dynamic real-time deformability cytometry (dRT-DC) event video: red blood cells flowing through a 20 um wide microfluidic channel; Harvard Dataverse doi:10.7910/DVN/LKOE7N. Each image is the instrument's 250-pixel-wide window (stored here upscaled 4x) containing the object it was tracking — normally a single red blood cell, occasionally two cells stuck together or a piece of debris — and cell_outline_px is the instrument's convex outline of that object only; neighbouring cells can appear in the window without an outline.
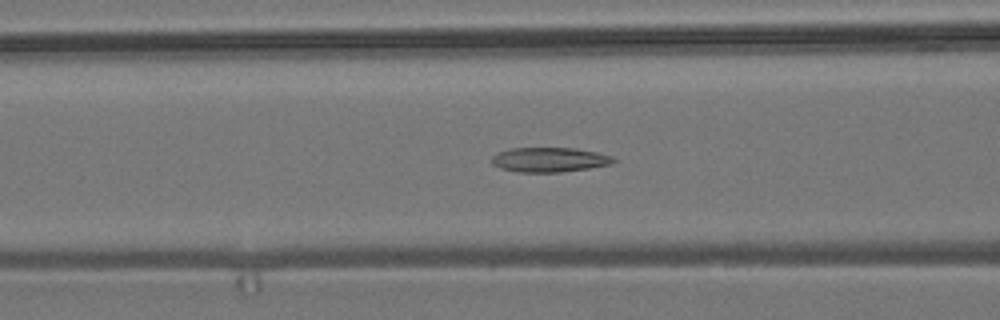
{"species": "common noctule bat (a hibernating species)", "species_latin": "Nyctalus noctula", "temperature_condition": "room temperature", "stored_images_in_passage": 48, "camera_frame_rate_fps": 3000, "um_per_image_px": 0.085, "animal": {"sex": "male", "body_mass_g": 19.2, "forearm_length_mm": 51.8}, "frame": {"image": 1, "passage_image": 14, "time_ms": 4.333, "image_size_px": [1000, 320], "cell_outline_px": [[616, 160], [612, 164], [588, 168], [560, 172], [520, 172], [500, 168], [492, 164], [492, 156], [500, 152], [512, 148], [576, 148], [596, 152], [612, 156]], "centroid_in_image_um": [46.71, 13.57], "position_along_channel_um": 119.9, "area_um2": 17.34}}
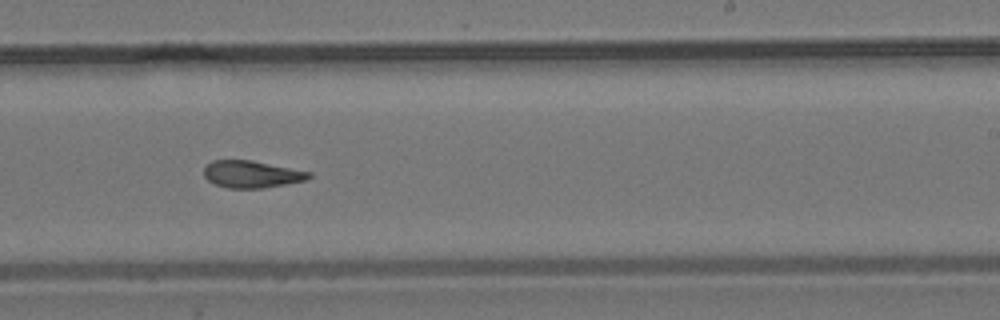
{"frame": {"image": 2, "passage_image": 26, "time_ms": 8.333, "image_size_px": [1000, 320], "cell_outline_px": [[312, 176], [308, 180], [260, 188], [228, 188], [216, 184], [208, 180], [204, 176], [204, 168], [212, 160], [252, 160], [312, 172]], "centroid_in_image_um": [21.41, 14.8], "position_along_channel_um": 267.6, "area_um2": 16.53}}
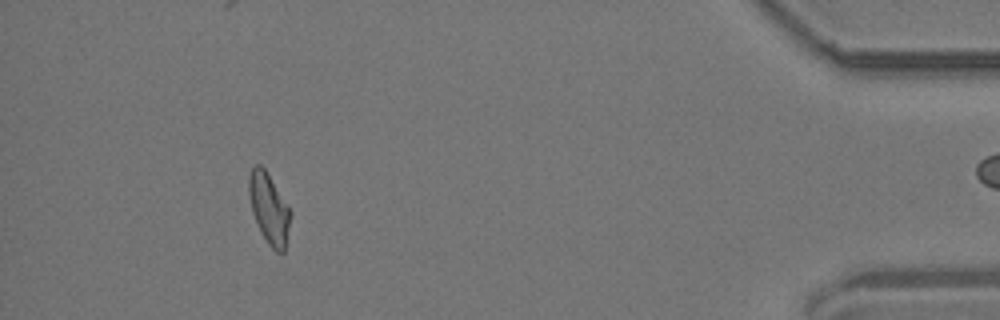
{"frame": {"image": 3, "passage_image": 43, "time_ms": 14.0, "image_size_px": [1000, 320], "cell_outline_px": [[292, 212], [284, 252], [276, 252], [268, 244], [260, 232], [252, 212], [248, 196], [248, 176], [252, 168], [256, 164], [260, 164], [264, 168]], "centroid_in_image_um": [22.85, 17.73], "position_along_channel_um": 412.4, "area_um2": 17.05}, "authors_computed_cell_mechanics": {"area_um2": 17.34, "velocity_mm_per_s": 3.6938, "shape_relaxation_time_tau1_ms": null, "shape_relaxation_time_tau2_ms": 2.9838, "deformation_change_tau1": null, "deformation_change_tau2": 0.1039}}